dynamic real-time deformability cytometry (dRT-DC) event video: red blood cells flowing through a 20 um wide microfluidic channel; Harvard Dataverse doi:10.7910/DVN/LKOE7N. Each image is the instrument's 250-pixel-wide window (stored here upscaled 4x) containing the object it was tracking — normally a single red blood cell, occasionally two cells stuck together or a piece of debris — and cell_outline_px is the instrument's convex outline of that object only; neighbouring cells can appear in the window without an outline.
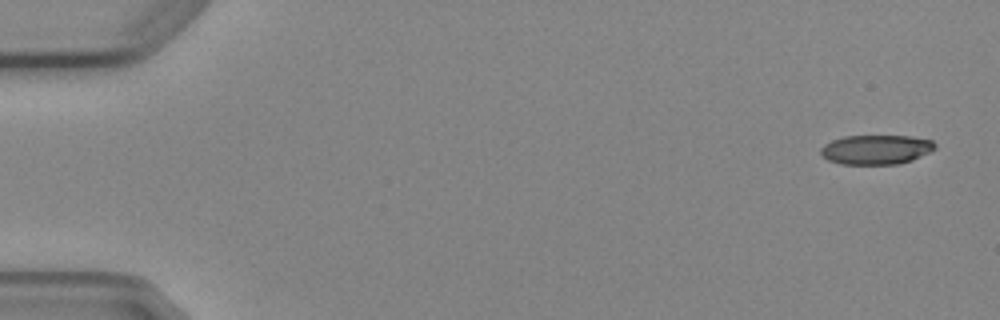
{"species": "Egyptian fruit bat (a non-hibernating species)", "species_latin": "Rousettus aegyptiacus", "temperature_condition": "cold", "stored_images_in_passage": 4, "camera_frame_rate_fps": 3000, "um_per_image_px": 0.085, "animal": {"sex": "female"}, "frame": {"image": 1, "passage_image": 1, "time_ms": 0.0, "image_size_px": [1000, 320], "cell_outline_px": [[936, 148], [912, 160], [900, 164], [840, 164], [828, 160], [820, 152], [820, 148], [824, 144], [832, 140], [844, 136], [912, 136], [932, 140], [936, 144]], "centroid_in_image_um": [74.46, 12.71], "position_along_channel_um": 10.5, "area_um2": 19.65}}
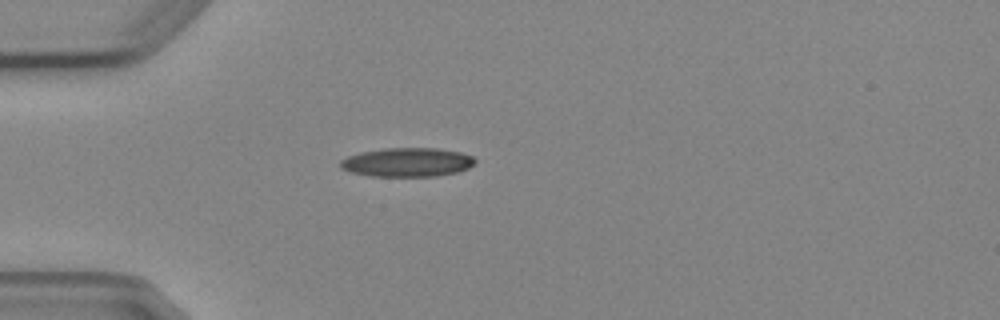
{"frame": {"image": 2, "passage_image": 4, "time_ms": 4.333, "image_size_px": [1000, 320], "cell_outline_px": [[476, 160], [468, 168], [456, 172], [436, 176], [372, 176], [352, 172], [340, 168], [340, 160], [348, 156], [360, 152], [384, 148], [436, 148], [460, 152], [472, 156]], "centroid_in_image_um": [34.59, 13.78], "position_along_channel_um": 50.4, "area_um2": 22.6}}